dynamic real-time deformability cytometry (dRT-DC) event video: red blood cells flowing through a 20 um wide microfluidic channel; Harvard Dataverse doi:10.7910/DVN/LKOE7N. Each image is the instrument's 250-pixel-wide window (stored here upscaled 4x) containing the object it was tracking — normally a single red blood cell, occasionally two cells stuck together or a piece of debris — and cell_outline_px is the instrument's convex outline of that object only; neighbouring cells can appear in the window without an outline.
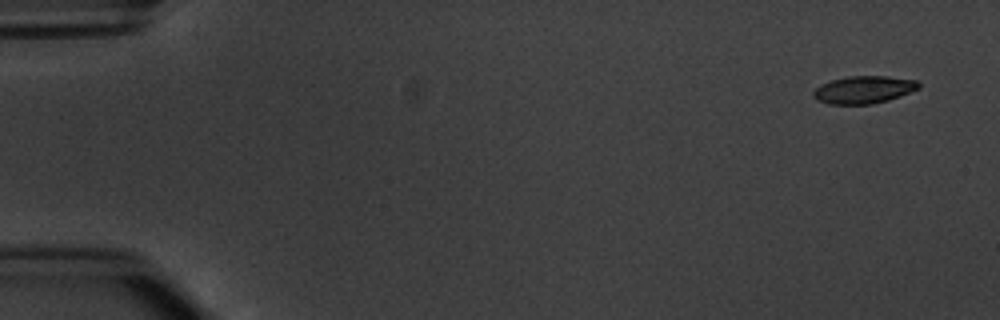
{"species": "common noctule bat (a hibernating species)", "species_latin": "Nyctalus noctula", "temperature_condition": "warm", "stored_images_in_passage": 5, "camera_frame_rate_fps": 3000, "um_per_image_px": 0.085, "animal": {"sex": "male", "body_mass_g": 20.1, "forearm_length_mm": 53.5}, "frame": {"image": 1, "passage_image": 1, "time_ms": 0.0, "image_size_px": [1000, 320], "cell_outline_px": [[920, 88], [900, 96], [888, 100], [872, 104], [828, 104], [816, 100], [812, 96], [812, 92], [820, 84], [832, 80], [848, 76], [888, 76], [916, 80], [920, 84]], "centroid_in_image_um": [73.4, 7.62], "position_along_channel_um": 11.6, "area_um2": 16.99}}
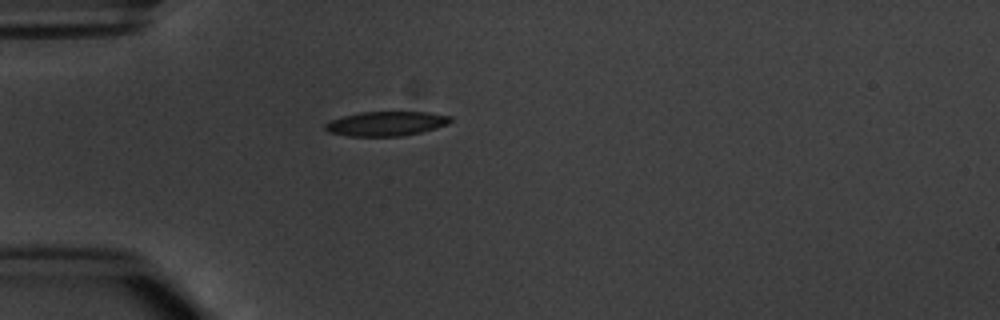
{"frame": {"image": 2, "passage_image": 4, "time_ms": 4.333, "image_size_px": [1000, 320], "cell_outline_px": [[452, 120], [448, 124], [436, 128], [404, 136], [348, 136], [328, 132], [324, 128], [324, 124], [332, 120], [344, 116], [360, 112], [428, 112], [452, 116]], "centroid_in_image_um": [32.84, 10.51], "position_along_channel_um": 52.2, "area_um2": 17.86}}